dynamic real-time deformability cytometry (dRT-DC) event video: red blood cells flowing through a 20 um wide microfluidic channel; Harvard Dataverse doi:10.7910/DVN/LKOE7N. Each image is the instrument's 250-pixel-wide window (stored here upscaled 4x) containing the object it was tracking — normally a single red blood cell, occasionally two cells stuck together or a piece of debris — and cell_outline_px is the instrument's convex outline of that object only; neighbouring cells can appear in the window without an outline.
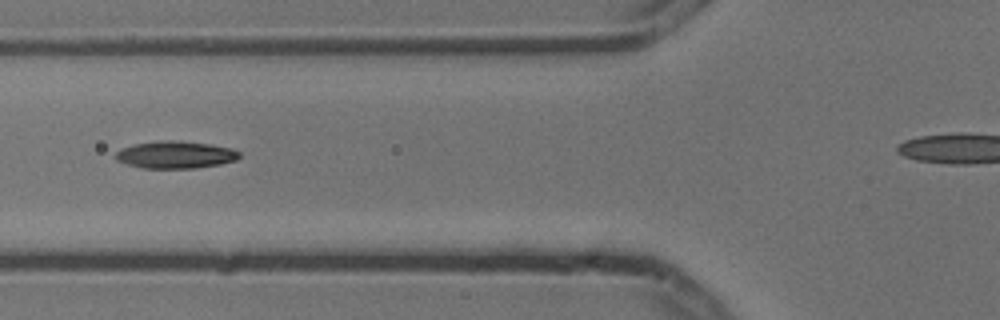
{"species": "common noctule bat (a hibernating species)", "species_latin": "Nyctalus noctula", "temperature_condition": "cold", "stored_images_in_passage": 5, "camera_frame_rate_fps": 3000, "um_per_image_px": 0.085, "animal": {"sex": "male", "body_mass_g": 13.3}, "frame": {"image": 1, "passage_image": 5, "time_ms": 1.333, "image_size_px": [1000, 320], "cell_outline_px": [[240, 156], [236, 160], [220, 164], [196, 168], [140, 168], [116, 160], [116, 152], [120, 148], [132, 144], [160, 140], [176, 140], [212, 144], [232, 148], [240, 152]], "centroid_in_image_um": [14.91, 13.14], "position_along_channel_um": 110.9, "area_um2": 19.88}}